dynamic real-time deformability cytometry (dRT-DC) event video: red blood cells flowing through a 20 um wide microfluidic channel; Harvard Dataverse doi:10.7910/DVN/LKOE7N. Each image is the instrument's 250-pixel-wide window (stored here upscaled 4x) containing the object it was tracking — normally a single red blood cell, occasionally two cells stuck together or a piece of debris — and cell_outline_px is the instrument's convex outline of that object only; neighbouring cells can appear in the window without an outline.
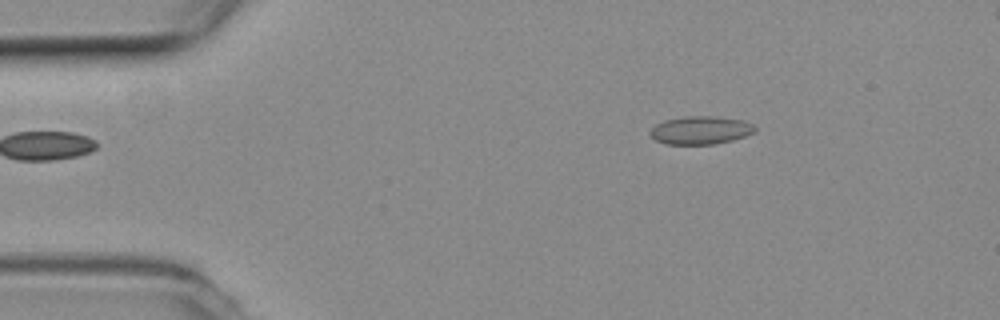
{"species": "common noctule bat (a hibernating species)", "species_latin": "Nyctalus noctula", "temperature_condition": "room temperature", "stored_images_in_passage": 4, "camera_frame_rate_fps": 3000, "um_per_image_px": 0.085, "animal": {"sex": "female", "body_mass_g": 19.3, "forearm_length_mm": 54.1}, "frame": {"image": 1, "passage_image": 2, "time_ms": 0.333, "image_size_px": [1000, 320], "cell_outline_px": [[756, 132], [732, 140], [716, 144], [664, 144], [656, 140], [648, 132], [656, 124], [664, 120], [688, 116], [716, 116], [744, 120], [752, 124], [756, 128]], "centroid_in_image_um": [59.56, 11.06], "position_along_channel_um": 25.4, "area_um2": 17.22}}